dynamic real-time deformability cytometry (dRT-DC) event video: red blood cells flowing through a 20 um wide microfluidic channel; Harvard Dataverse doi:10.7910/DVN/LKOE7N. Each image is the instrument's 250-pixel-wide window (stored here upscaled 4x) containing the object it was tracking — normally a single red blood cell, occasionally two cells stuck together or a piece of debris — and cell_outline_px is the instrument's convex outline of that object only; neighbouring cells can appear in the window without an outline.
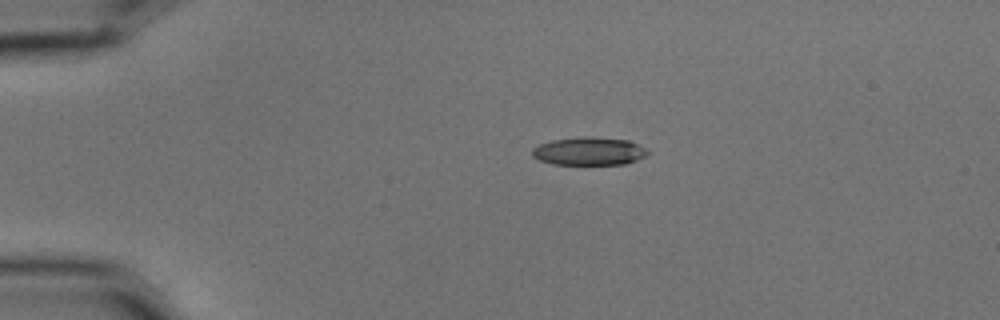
{"species": "common noctule bat (a hibernating species)", "species_latin": "Nyctalus noctula", "temperature_condition": "cold", "stored_images_in_passage": 45, "camera_frame_rate_fps": 3000, "um_per_image_px": 0.085, "animal": {"sex": "male", "body_mass_g": 15.6}, "frame": {"image": 1, "passage_image": 1, "time_ms": 0.0, "image_size_px": [1000, 320], "cell_outline_px": [[648, 156], [624, 164], [552, 164], [540, 160], [532, 156], [532, 148], [540, 144], [552, 140], [580, 136], [592, 136], [628, 140], [644, 148], [648, 152]], "centroid_in_image_um": [50.05, 12.84], "position_along_channel_um": 34.9, "area_um2": 18.9}}
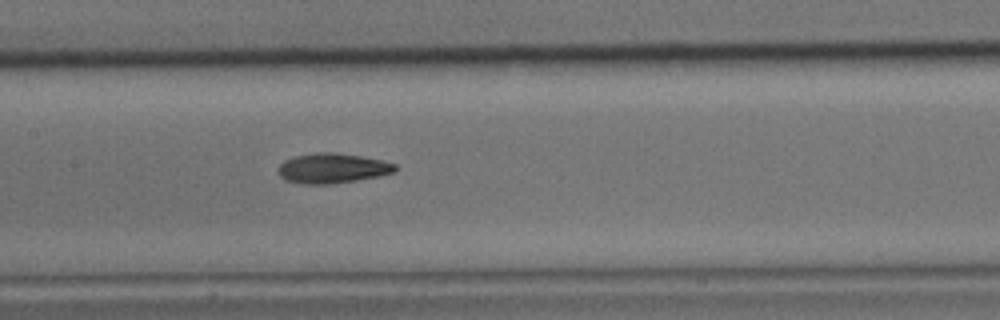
{"frame": {"image": 2, "passage_image": 17, "time_ms": 5.333, "image_size_px": [1000, 320], "cell_outline_px": [[396, 172], [380, 176], [356, 180], [328, 184], [304, 184], [288, 180], [280, 176], [276, 168], [284, 160], [292, 156], [316, 152], [336, 152], [360, 156], [380, 160], [396, 164]], "centroid_in_image_um": [28.23, 14.29], "position_along_channel_um": 179.2, "area_um2": 20.46}}
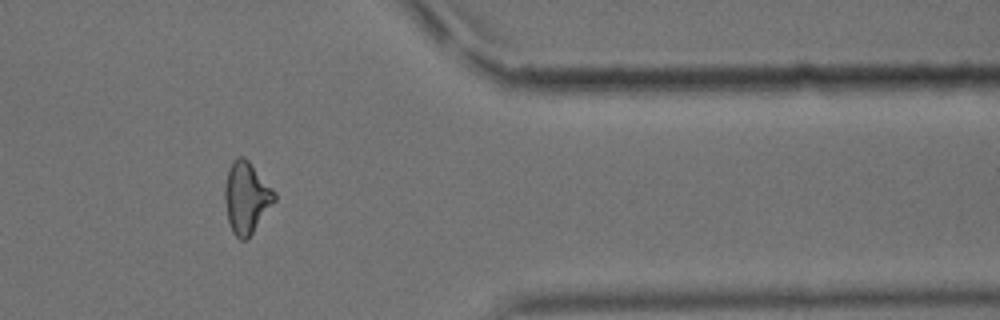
{"frame": {"image": 3, "passage_image": 36, "time_ms": 11.667, "image_size_px": [1000, 320], "cell_outline_px": [[276, 200], [248, 240], [240, 240], [232, 232], [228, 220], [224, 200], [224, 188], [228, 168], [232, 160], [236, 156], [244, 156], [248, 160], [276, 192]], "centroid_in_image_um": [20.94, 16.8], "position_along_channel_um": 390.5, "area_um2": 20.98}, "authors_computed_cell_mechanics": {"area_um2": 20.0566, "velocity_mm_per_s": 3.5762, "shape_relaxation_time_tau1_ms": 4.6351, "shape_relaxation_time_tau2_ms": 4.3102, "deformation_change_tau1": 0.168, "deformation_change_tau2": 0.1297}}